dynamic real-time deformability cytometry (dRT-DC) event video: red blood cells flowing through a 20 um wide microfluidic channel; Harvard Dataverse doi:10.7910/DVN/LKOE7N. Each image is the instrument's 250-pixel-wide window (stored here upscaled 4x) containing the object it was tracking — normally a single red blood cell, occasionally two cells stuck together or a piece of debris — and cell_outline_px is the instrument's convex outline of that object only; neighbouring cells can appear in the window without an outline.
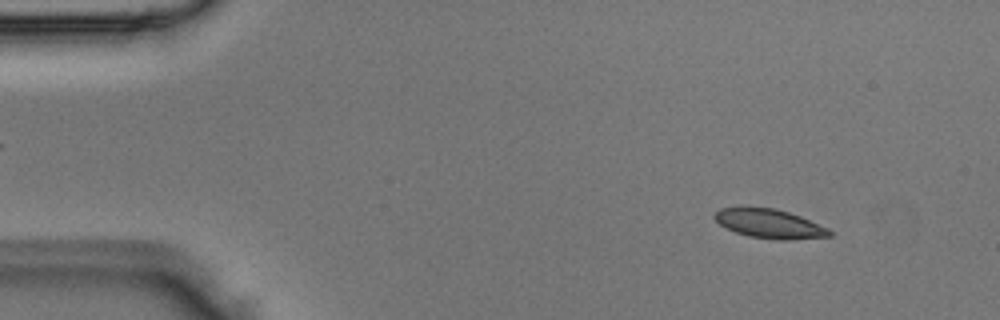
{"species": "Egyptian fruit bat (a non-hibernating species)", "species_latin": "Rousettus aegyptiacus", "temperature_condition": "room temperature", "stored_images_in_passage": 49, "camera_frame_rate_fps": 3000, "um_per_image_px": 0.085, "animal": {"sex": "male"}, "frame": {"image": 1, "passage_image": 5, "time_ms": 1.333, "image_size_px": [1000, 320], "cell_outline_px": [[832, 236], [788, 240], [776, 240], [748, 236], [736, 232], [720, 224], [712, 216], [720, 208], [740, 204], [776, 208], [800, 216], [828, 228], [832, 232]], "centroid_in_image_um": [65.35, 18.97], "position_along_channel_um": 19.6, "area_um2": 20.06}}
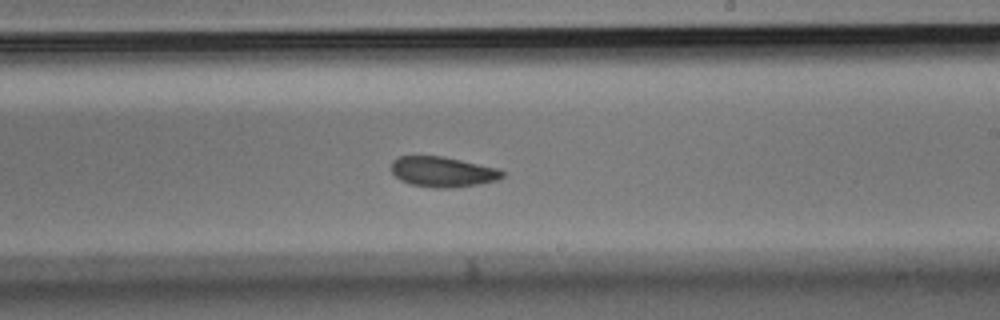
{"frame": {"image": 2, "passage_image": 29, "time_ms": 9.333, "image_size_px": [1000, 320], "cell_outline_px": [[504, 176], [500, 180], [480, 184], [452, 188], [436, 188], [412, 184], [400, 180], [392, 172], [392, 160], [400, 156], [444, 156], [500, 168], [504, 172]], "centroid_in_image_um": [37.69, 14.6], "position_along_channel_um": 251.3, "area_um2": 19.83}}
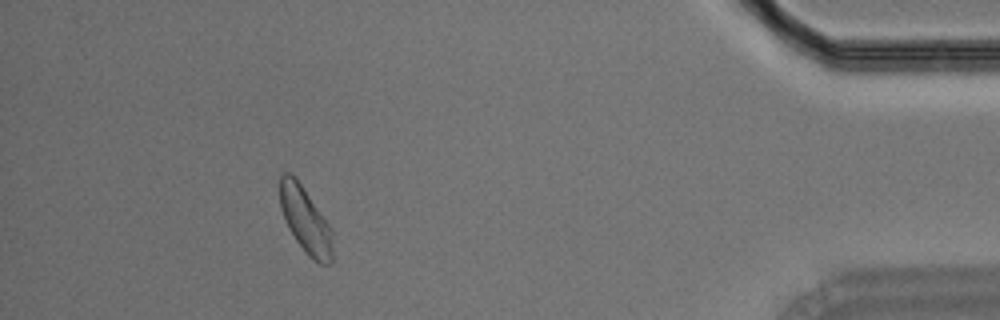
{"frame": {"image": 3, "passage_image": 45, "time_ms": 14.667, "image_size_px": [1000, 320], "cell_outline_px": [[332, 264], [320, 264], [312, 260], [308, 256], [296, 240], [288, 228], [284, 220], [280, 208], [280, 176], [284, 172], [288, 172], [296, 176], [328, 224], [332, 232]], "centroid_in_image_um": [25.94, 18.71], "position_along_channel_um": 409.3, "area_um2": 20.29}}